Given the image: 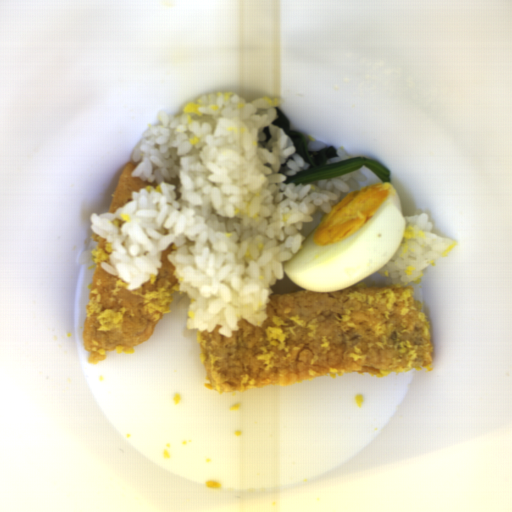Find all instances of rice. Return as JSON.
<instances>
[{"label":"rice","mask_w":512,"mask_h":512,"mask_svg":"<svg viewBox=\"0 0 512 512\" xmlns=\"http://www.w3.org/2000/svg\"><path fill=\"white\" fill-rule=\"evenodd\" d=\"M406 228L401 245L373 273L387 284L409 286L422 278L424 269L443 258L456 244L455 240L438 234L430 216H405Z\"/></svg>","instance_id":"rice-2"},{"label":"rice","mask_w":512,"mask_h":512,"mask_svg":"<svg viewBox=\"0 0 512 512\" xmlns=\"http://www.w3.org/2000/svg\"><path fill=\"white\" fill-rule=\"evenodd\" d=\"M306 144L310 151H317L323 147H334L338 153V157L333 158L329 161H326V164L333 163L340 160H345L349 158H354L351 154L348 153L347 149L343 146H334L332 144H327L324 141H321L319 139H313L310 141L306 140Z\"/></svg>","instance_id":"rice-3"},{"label":"rice","mask_w":512,"mask_h":512,"mask_svg":"<svg viewBox=\"0 0 512 512\" xmlns=\"http://www.w3.org/2000/svg\"><path fill=\"white\" fill-rule=\"evenodd\" d=\"M284 104L222 91L158 114L131 157L132 178L148 185L116 212L91 214L92 232L110 247L102 270L133 291L157 275L174 244L167 258L188 298L186 330L230 337L243 322L263 325L273 285L307 238L304 225L370 184L358 169L285 184L310 165L272 124Z\"/></svg>","instance_id":"rice-1"}]
</instances>
